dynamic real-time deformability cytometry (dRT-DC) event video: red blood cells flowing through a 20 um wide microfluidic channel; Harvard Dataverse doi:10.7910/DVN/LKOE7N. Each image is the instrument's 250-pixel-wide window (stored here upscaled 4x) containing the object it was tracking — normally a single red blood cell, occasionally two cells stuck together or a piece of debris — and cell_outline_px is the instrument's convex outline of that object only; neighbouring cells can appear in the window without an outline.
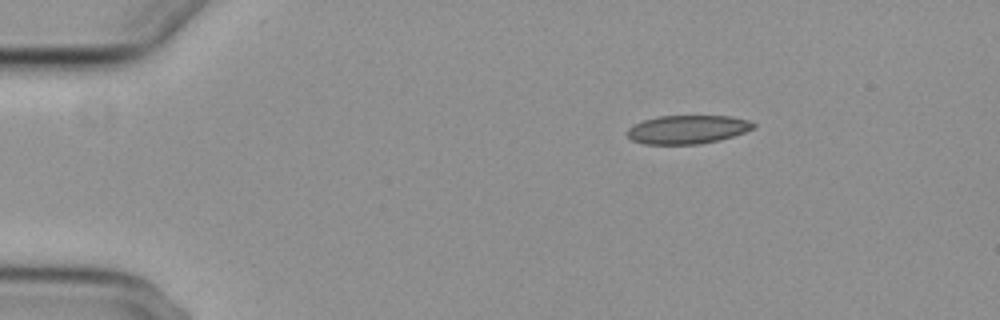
{"species": "common noctule bat (a hibernating species)", "species_latin": "Nyctalus noctula", "temperature_condition": "cold", "stored_images_in_passage": 47, "camera_frame_rate_fps": 3000, "um_per_image_px": 0.085, "animal": {"sex": "female", "body_mass_g": 29.2, "forearm_length_mm": 56.3}, "frame": {"image": 1, "passage_image": 1, "time_ms": 0.0, "image_size_px": [1000, 320], "cell_outline_px": [[756, 128], [720, 140], [700, 144], [644, 144], [632, 140], [628, 136], [628, 128], [632, 124], [644, 120], [660, 116], [732, 116], [748, 120], [756, 124]], "centroid_in_image_um": [58.45, 11.0], "position_along_channel_um": 26.5, "area_um2": 21.04}}
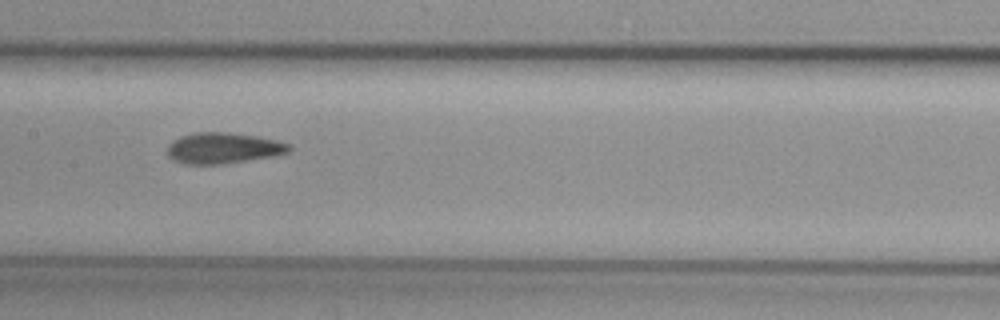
{"frame": {"image": 2, "passage_image": 20, "time_ms": 6.333, "image_size_px": [1000, 320], "cell_outline_px": [[292, 148], [288, 152], [272, 156], [220, 164], [188, 164], [172, 160], [168, 156], [168, 144], [172, 140], [180, 136], [196, 132], [228, 132], [256, 136], [276, 140], [288, 144]], "centroid_in_image_um": [18.93, 12.58], "position_along_channel_um": 188.5, "area_um2": 21.79}}
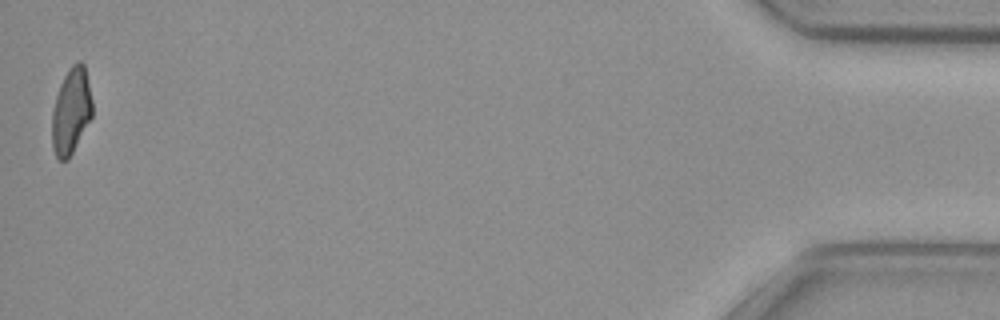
{"frame": {"image": 3, "passage_image": 47, "time_ms": 15.333, "image_size_px": [1000, 320], "cell_outline_px": [[92, 116], [68, 160], [60, 160], [56, 156], [52, 148], [52, 112], [56, 96], [60, 84], [64, 76], [72, 64], [76, 60], [80, 60], [84, 64], [92, 100]], "centroid_in_image_um": [6.04, 9.43], "position_along_channel_um": 429.2, "area_um2": 20.11}, "authors_computed_cell_mechanics": {"area_um2": 21.7906, "velocity_mm_per_s": 3.729, "shape_relaxation_time_tau1_ms": null, "shape_relaxation_time_tau2_ms": 3.9011, "deformation_change_tau1": null, "deformation_change_tau2": 0.1022}}